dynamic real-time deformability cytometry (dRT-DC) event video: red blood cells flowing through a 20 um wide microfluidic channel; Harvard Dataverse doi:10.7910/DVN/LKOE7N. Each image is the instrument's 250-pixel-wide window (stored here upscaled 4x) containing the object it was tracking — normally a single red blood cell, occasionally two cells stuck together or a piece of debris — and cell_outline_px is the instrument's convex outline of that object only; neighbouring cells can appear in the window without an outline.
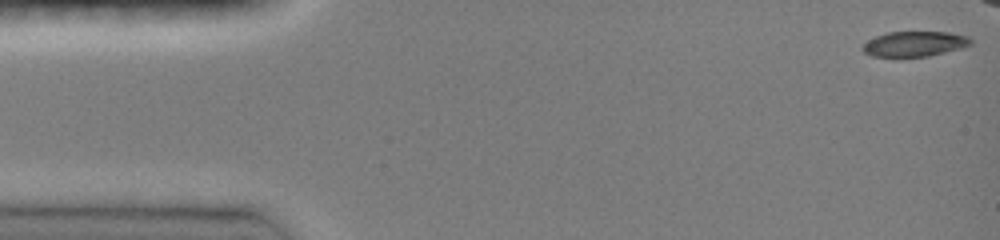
{"species": "common noctule bat (a hibernating species)", "species_latin": "Nyctalus noctula", "temperature_condition": "room temperature", "stored_images_in_passage": 43, "camera_frame_rate_fps": 3000, "um_per_image_px": 0.085, "animal": {"sex": "female", "body_mass_g": 19.0, "forearm_length_mm": 51.5}, "frame": {"image": 1, "passage_image": 1, "time_ms": 0.0, "image_size_px": [1000, 240], "cell_outline_px": [[972, 44], [960, 48], [928, 56], [872, 56], [864, 52], [860, 48], [868, 40], [876, 36], [888, 32], [948, 32], [968, 36], [972, 40]], "centroid_in_image_um": [77.73, 3.72], "position_along_channel_um": 7.3, "area_um2": 15.66}}
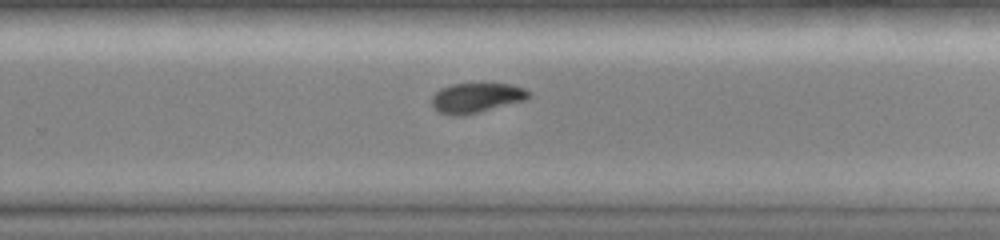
{"frame": {"image": 2, "passage_image": 31, "time_ms": 10.0, "image_size_px": [1000, 240], "cell_outline_px": [[532, 96], [524, 100], [460, 116], [452, 116], [436, 112], [432, 108], [432, 96], [440, 88], [452, 84], [512, 84], [524, 88], [532, 92]], "centroid_in_image_um": [40.46, 8.31], "position_along_channel_um": 289.3, "area_um2": 16.82}}
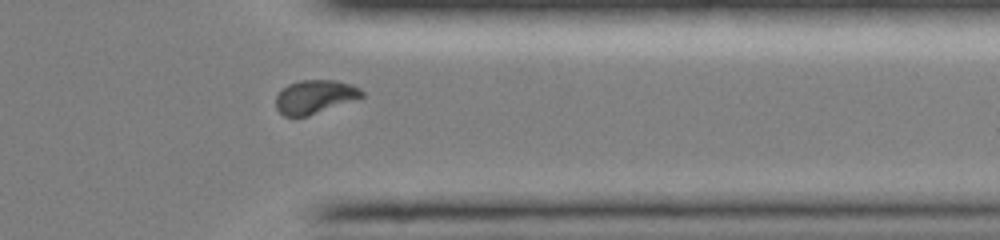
{"frame": {"image": 3, "passage_image": 38, "time_ms": 12.333, "image_size_px": [1000, 240], "cell_outline_px": [[364, 96], [308, 116], [284, 116], [276, 108], [276, 96], [288, 84], [300, 80], [336, 80], [352, 84], [360, 88], [364, 92]], "centroid_in_image_um": [26.77, 8.21], "position_along_channel_um": 384.6, "area_um2": 16.7}}